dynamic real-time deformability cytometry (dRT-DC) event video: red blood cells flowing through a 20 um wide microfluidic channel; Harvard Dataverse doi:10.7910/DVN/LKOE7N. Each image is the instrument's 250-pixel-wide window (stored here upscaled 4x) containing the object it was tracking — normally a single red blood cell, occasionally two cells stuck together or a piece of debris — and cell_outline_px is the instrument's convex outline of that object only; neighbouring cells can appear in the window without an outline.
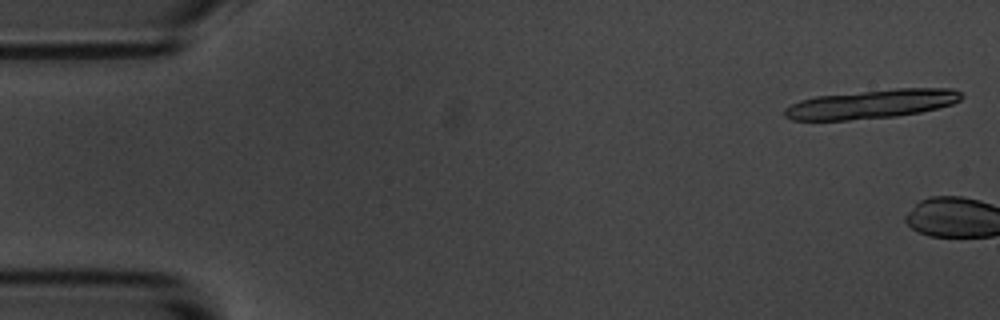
{"species": "common noctule bat (a hibernating species)", "species_latin": "Nyctalus noctula", "temperature_condition": "room temperature", "stored_images_in_passage": 6, "camera_frame_rate_fps": 3000, "um_per_image_px": 0.085, "animal": {"sex": "male", "body_mass_g": 20.1, "forearm_length_mm": 53.5}, "frame": {"image": 1, "passage_image": 1, "time_ms": 0.0, "image_size_px": [1000, 320], "cell_outline_px": [[964, 96], [960, 100], [952, 104], [920, 112], [896, 116], [848, 120], [792, 120], [784, 116], [784, 108], [800, 100], [816, 96], [896, 88], [952, 88], [960, 92]], "centroid_in_image_um": [74.08, 8.84], "position_along_channel_um": 10.9, "area_um2": 29.71}}